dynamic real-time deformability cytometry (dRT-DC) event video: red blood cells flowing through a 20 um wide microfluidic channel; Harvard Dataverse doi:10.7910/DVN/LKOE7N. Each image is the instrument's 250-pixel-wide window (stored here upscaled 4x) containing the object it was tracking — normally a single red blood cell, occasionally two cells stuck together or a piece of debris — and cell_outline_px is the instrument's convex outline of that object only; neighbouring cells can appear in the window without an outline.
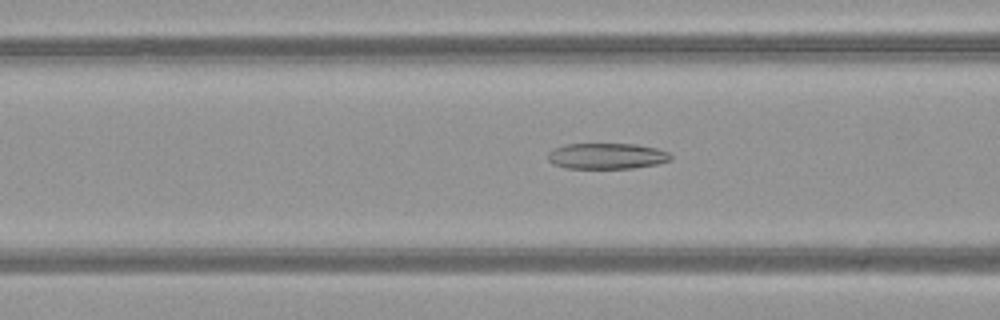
{"species": "common noctule bat (a hibernating species)", "species_latin": "Nyctalus noctula", "temperature_condition": "warm", "stored_images_in_passage": 51, "camera_frame_rate_fps": 3000, "um_per_image_px": 0.085, "animal": {"sex": "female", "body_mass_g": 21.9}, "frame": {"image": 1, "passage_image": 21, "time_ms": 6.667, "image_size_px": [1000, 320], "cell_outline_px": [[672, 160], [656, 164], [632, 168], [564, 168], [552, 164], [548, 160], [548, 152], [552, 148], [564, 144], [636, 144], [656, 148], [668, 152], [672, 156]], "centroid_in_image_um": [51.54, 13.26], "position_along_channel_um": 115.1, "area_um2": 18.67}}
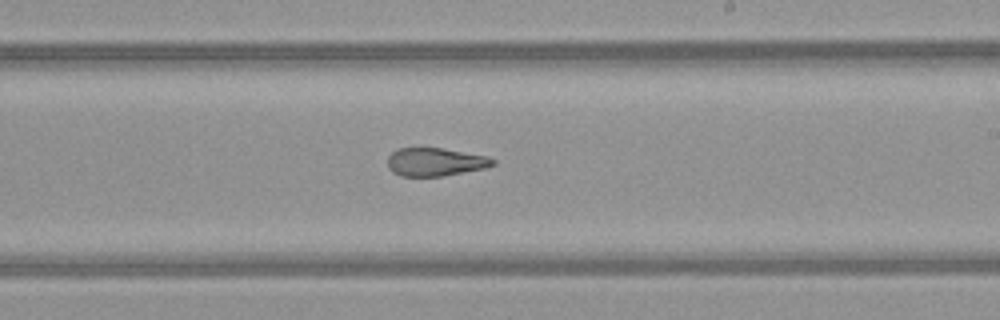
{"frame": {"image": 2, "passage_image": 31, "time_ms": 10.0, "image_size_px": [1000, 320], "cell_outline_px": [[496, 164], [488, 168], [444, 176], [400, 176], [392, 172], [388, 168], [388, 156], [396, 148], [444, 148], [488, 156], [496, 160]], "centroid_in_image_um": [37.03, 13.77], "position_along_channel_um": 252.0, "area_um2": 17.63}}
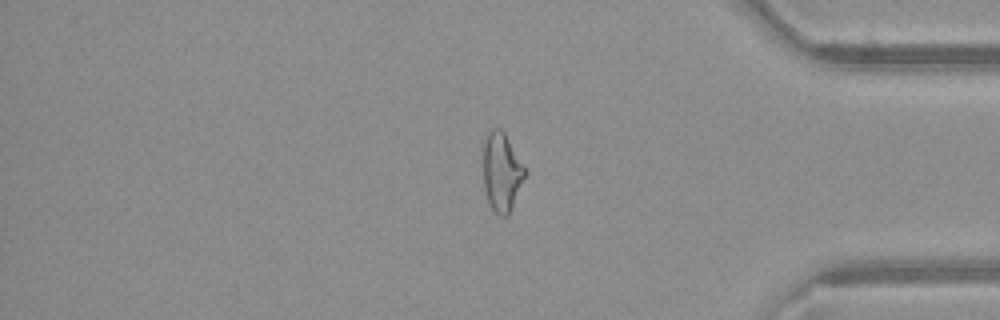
{"frame": {"image": 3, "passage_image": 43, "time_ms": 14.0, "image_size_px": [1000, 320], "cell_outline_px": [[528, 172], [508, 216], [496, 216], [488, 200], [484, 188], [484, 136], [492, 128], [500, 128], [504, 132], [528, 168]], "centroid_in_image_um": [42.69, 14.61], "position_along_channel_um": 392.5, "area_um2": 19.59}, "authors_computed_cell_mechanics": {"area_um2": 21.4438, "velocity_mm_per_s": 4.1061, "shape_relaxation_time_tau1_ms": null, "shape_relaxation_time_tau2_ms": 1.2557, "deformation_change_tau1": null, "deformation_change_tau2": 0.0899}}